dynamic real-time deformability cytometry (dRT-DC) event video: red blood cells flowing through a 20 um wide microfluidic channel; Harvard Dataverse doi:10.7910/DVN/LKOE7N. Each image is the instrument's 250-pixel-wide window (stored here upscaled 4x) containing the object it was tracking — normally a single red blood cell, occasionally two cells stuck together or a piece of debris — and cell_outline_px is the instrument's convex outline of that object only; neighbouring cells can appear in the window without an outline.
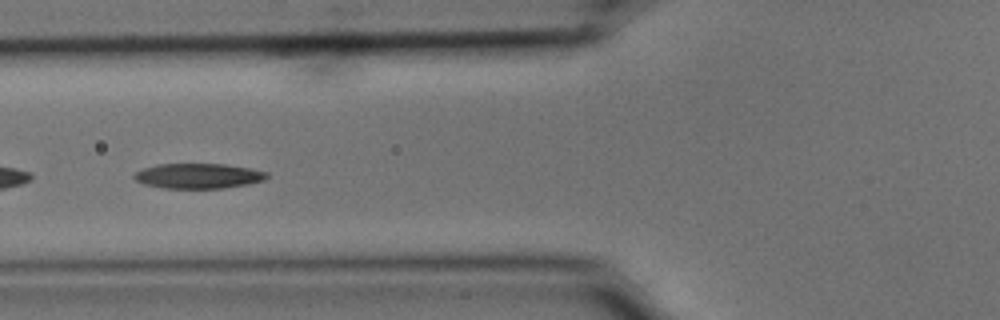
{"species": "common noctule bat (a hibernating species)", "species_latin": "Nyctalus noctula", "temperature_condition": "cold", "stored_images_in_passage": 25, "camera_frame_rate_fps": 3000, "um_per_image_px": 0.085, "animal": {"sex": "male", "body_mass_g": 15.6}, "frame": {"image": 1, "passage_image": 13, "time_ms": 4.0, "image_size_px": [1000, 320], "cell_outline_px": [[268, 176], [264, 180], [248, 184], [224, 188], [164, 188], [144, 184], [136, 180], [132, 176], [136, 172], [144, 168], [156, 164], [228, 164], [252, 168], [268, 172]], "centroid_in_image_um": [16.88, 14.95], "position_along_channel_um": 108.9, "area_um2": 19.48}}
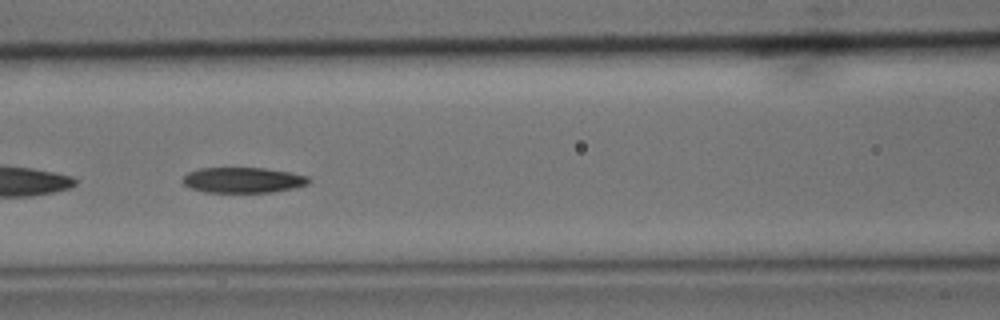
{"frame": {"image": 2, "passage_image": 16, "time_ms": 5.0, "image_size_px": [1000, 320], "cell_outline_px": [[312, 180], [308, 184], [292, 188], [272, 192], [204, 192], [192, 188], [184, 184], [180, 180], [188, 172], [200, 168], [264, 168], [288, 172], [308, 176]], "centroid_in_image_um": [20.64, 15.3], "position_along_channel_um": 146.0, "area_um2": 18.67}}